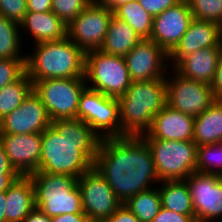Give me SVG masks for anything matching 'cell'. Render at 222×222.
<instances>
[{
  "mask_svg": "<svg viewBox=\"0 0 222 222\" xmlns=\"http://www.w3.org/2000/svg\"><path fill=\"white\" fill-rule=\"evenodd\" d=\"M94 168L123 204L151 189L154 180L159 182L150 148L141 136L102 138Z\"/></svg>",
  "mask_w": 222,
  "mask_h": 222,
  "instance_id": "cell-1",
  "label": "cell"
},
{
  "mask_svg": "<svg viewBox=\"0 0 222 222\" xmlns=\"http://www.w3.org/2000/svg\"><path fill=\"white\" fill-rule=\"evenodd\" d=\"M101 137L81 119H59L41 133L36 172L79 178L94 167Z\"/></svg>",
  "mask_w": 222,
  "mask_h": 222,
  "instance_id": "cell-2",
  "label": "cell"
},
{
  "mask_svg": "<svg viewBox=\"0 0 222 222\" xmlns=\"http://www.w3.org/2000/svg\"><path fill=\"white\" fill-rule=\"evenodd\" d=\"M117 99L121 137L142 136L150 130L154 116L167 105L166 77L131 82Z\"/></svg>",
  "mask_w": 222,
  "mask_h": 222,
  "instance_id": "cell-3",
  "label": "cell"
},
{
  "mask_svg": "<svg viewBox=\"0 0 222 222\" xmlns=\"http://www.w3.org/2000/svg\"><path fill=\"white\" fill-rule=\"evenodd\" d=\"M34 46V54L26 55V73L32 82L84 77L86 53L68 36Z\"/></svg>",
  "mask_w": 222,
  "mask_h": 222,
  "instance_id": "cell-4",
  "label": "cell"
},
{
  "mask_svg": "<svg viewBox=\"0 0 222 222\" xmlns=\"http://www.w3.org/2000/svg\"><path fill=\"white\" fill-rule=\"evenodd\" d=\"M35 189V207L52 217L84 214L78 178L64 174L35 172L29 175Z\"/></svg>",
  "mask_w": 222,
  "mask_h": 222,
  "instance_id": "cell-5",
  "label": "cell"
},
{
  "mask_svg": "<svg viewBox=\"0 0 222 222\" xmlns=\"http://www.w3.org/2000/svg\"><path fill=\"white\" fill-rule=\"evenodd\" d=\"M141 137L150 148L159 183L185 180L196 171L198 145L193 140L154 139L148 133Z\"/></svg>",
  "mask_w": 222,
  "mask_h": 222,
  "instance_id": "cell-6",
  "label": "cell"
},
{
  "mask_svg": "<svg viewBox=\"0 0 222 222\" xmlns=\"http://www.w3.org/2000/svg\"><path fill=\"white\" fill-rule=\"evenodd\" d=\"M84 77L87 84H93L87 87L115 98L124 95L131 85L125 58L100 50L86 53Z\"/></svg>",
  "mask_w": 222,
  "mask_h": 222,
  "instance_id": "cell-7",
  "label": "cell"
},
{
  "mask_svg": "<svg viewBox=\"0 0 222 222\" xmlns=\"http://www.w3.org/2000/svg\"><path fill=\"white\" fill-rule=\"evenodd\" d=\"M86 87L85 77L49 78L33 82V90L46 107L51 121L76 119L80 96Z\"/></svg>",
  "mask_w": 222,
  "mask_h": 222,
  "instance_id": "cell-8",
  "label": "cell"
},
{
  "mask_svg": "<svg viewBox=\"0 0 222 222\" xmlns=\"http://www.w3.org/2000/svg\"><path fill=\"white\" fill-rule=\"evenodd\" d=\"M77 119L84 121L101 138L121 137L119 101L115 97L86 87L80 96Z\"/></svg>",
  "mask_w": 222,
  "mask_h": 222,
  "instance_id": "cell-9",
  "label": "cell"
},
{
  "mask_svg": "<svg viewBox=\"0 0 222 222\" xmlns=\"http://www.w3.org/2000/svg\"><path fill=\"white\" fill-rule=\"evenodd\" d=\"M113 11L93 0L69 24L67 36L85 53L99 50L104 43Z\"/></svg>",
  "mask_w": 222,
  "mask_h": 222,
  "instance_id": "cell-10",
  "label": "cell"
},
{
  "mask_svg": "<svg viewBox=\"0 0 222 222\" xmlns=\"http://www.w3.org/2000/svg\"><path fill=\"white\" fill-rule=\"evenodd\" d=\"M174 73L175 78L166 76L167 105L172 109L196 117L216 102L211 85Z\"/></svg>",
  "mask_w": 222,
  "mask_h": 222,
  "instance_id": "cell-11",
  "label": "cell"
},
{
  "mask_svg": "<svg viewBox=\"0 0 222 222\" xmlns=\"http://www.w3.org/2000/svg\"><path fill=\"white\" fill-rule=\"evenodd\" d=\"M78 188L89 220H106L123 204L94 167L78 178Z\"/></svg>",
  "mask_w": 222,
  "mask_h": 222,
  "instance_id": "cell-12",
  "label": "cell"
},
{
  "mask_svg": "<svg viewBox=\"0 0 222 222\" xmlns=\"http://www.w3.org/2000/svg\"><path fill=\"white\" fill-rule=\"evenodd\" d=\"M195 218L215 220L222 217V179L218 175L193 172L185 179Z\"/></svg>",
  "mask_w": 222,
  "mask_h": 222,
  "instance_id": "cell-13",
  "label": "cell"
},
{
  "mask_svg": "<svg viewBox=\"0 0 222 222\" xmlns=\"http://www.w3.org/2000/svg\"><path fill=\"white\" fill-rule=\"evenodd\" d=\"M51 124L46 107L32 90L21 105L0 120V135L42 133Z\"/></svg>",
  "mask_w": 222,
  "mask_h": 222,
  "instance_id": "cell-14",
  "label": "cell"
},
{
  "mask_svg": "<svg viewBox=\"0 0 222 222\" xmlns=\"http://www.w3.org/2000/svg\"><path fill=\"white\" fill-rule=\"evenodd\" d=\"M124 58L131 82L166 77L169 54L151 39H142Z\"/></svg>",
  "mask_w": 222,
  "mask_h": 222,
  "instance_id": "cell-15",
  "label": "cell"
},
{
  "mask_svg": "<svg viewBox=\"0 0 222 222\" xmlns=\"http://www.w3.org/2000/svg\"><path fill=\"white\" fill-rule=\"evenodd\" d=\"M193 19L187 0L153 17L150 39L170 54L181 41Z\"/></svg>",
  "mask_w": 222,
  "mask_h": 222,
  "instance_id": "cell-16",
  "label": "cell"
},
{
  "mask_svg": "<svg viewBox=\"0 0 222 222\" xmlns=\"http://www.w3.org/2000/svg\"><path fill=\"white\" fill-rule=\"evenodd\" d=\"M11 166L20 176H29L39 168L41 133L0 135Z\"/></svg>",
  "mask_w": 222,
  "mask_h": 222,
  "instance_id": "cell-17",
  "label": "cell"
},
{
  "mask_svg": "<svg viewBox=\"0 0 222 222\" xmlns=\"http://www.w3.org/2000/svg\"><path fill=\"white\" fill-rule=\"evenodd\" d=\"M209 47H222L219 24L193 18L181 41L169 54V59L174 67L185 56Z\"/></svg>",
  "mask_w": 222,
  "mask_h": 222,
  "instance_id": "cell-18",
  "label": "cell"
},
{
  "mask_svg": "<svg viewBox=\"0 0 222 222\" xmlns=\"http://www.w3.org/2000/svg\"><path fill=\"white\" fill-rule=\"evenodd\" d=\"M195 117L166 105L154 116L147 132L154 139L188 141L193 140Z\"/></svg>",
  "mask_w": 222,
  "mask_h": 222,
  "instance_id": "cell-19",
  "label": "cell"
},
{
  "mask_svg": "<svg viewBox=\"0 0 222 222\" xmlns=\"http://www.w3.org/2000/svg\"><path fill=\"white\" fill-rule=\"evenodd\" d=\"M222 47L202 48L182 58L172 69L185 78L211 84Z\"/></svg>",
  "mask_w": 222,
  "mask_h": 222,
  "instance_id": "cell-20",
  "label": "cell"
},
{
  "mask_svg": "<svg viewBox=\"0 0 222 222\" xmlns=\"http://www.w3.org/2000/svg\"><path fill=\"white\" fill-rule=\"evenodd\" d=\"M6 222H23L35 208V189L30 176H19L5 192Z\"/></svg>",
  "mask_w": 222,
  "mask_h": 222,
  "instance_id": "cell-21",
  "label": "cell"
},
{
  "mask_svg": "<svg viewBox=\"0 0 222 222\" xmlns=\"http://www.w3.org/2000/svg\"><path fill=\"white\" fill-rule=\"evenodd\" d=\"M19 27L30 32L35 44L63 39L67 37L68 29V25L52 11L27 12Z\"/></svg>",
  "mask_w": 222,
  "mask_h": 222,
  "instance_id": "cell-22",
  "label": "cell"
},
{
  "mask_svg": "<svg viewBox=\"0 0 222 222\" xmlns=\"http://www.w3.org/2000/svg\"><path fill=\"white\" fill-rule=\"evenodd\" d=\"M141 40L125 21L113 15L108 24L104 43L99 50L125 57Z\"/></svg>",
  "mask_w": 222,
  "mask_h": 222,
  "instance_id": "cell-23",
  "label": "cell"
},
{
  "mask_svg": "<svg viewBox=\"0 0 222 222\" xmlns=\"http://www.w3.org/2000/svg\"><path fill=\"white\" fill-rule=\"evenodd\" d=\"M193 141L198 146L222 142V101L216 100L195 117Z\"/></svg>",
  "mask_w": 222,
  "mask_h": 222,
  "instance_id": "cell-24",
  "label": "cell"
},
{
  "mask_svg": "<svg viewBox=\"0 0 222 222\" xmlns=\"http://www.w3.org/2000/svg\"><path fill=\"white\" fill-rule=\"evenodd\" d=\"M159 188L162 207L195 218L192 199L185 180L161 181Z\"/></svg>",
  "mask_w": 222,
  "mask_h": 222,
  "instance_id": "cell-25",
  "label": "cell"
},
{
  "mask_svg": "<svg viewBox=\"0 0 222 222\" xmlns=\"http://www.w3.org/2000/svg\"><path fill=\"white\" fill-rule=\"evenodd\" d=\"M113 15L125 21L141 39H150L153 17L137 0L119 5L113 10Z\"/></svg>",
  "mask_w": 222,
  "mask_h": 222,
  "instance_id": "cell-26",
  "label": "cell"
},
{
  "mask_svg": "<svg viewBox=\"0 0 222 222\" xmlns=\"http://www.w3.org/2000/svg\"><path fill=\"white\" fill-rule=\"evenodd\" d=\"M124 205L131 210L141 222H152L162 207L159 188L154 187L139 192L129 198Z\"/></svg>",
  "mask_w": 222,
  "mask_h": 222,
  "instance_id": "cell-27",
  "label": "cell"
},
{
  "mask_svg": "<svg viewBox=\"0 0 222 222\" xmlns=\"http://www.w3.org/2000/svg\"><path fill=\"white\" fill-rule=\"evenodd\" d=\"M32 90L33 82L27 73L0 89V120L21 105Z\"/></svg>",
  "mask_w": 222,
  "mask_h": 222,
  "instance_id": "cell-28",
  "label": "cell"
},
{
  "mask_svg": "<svg viewBox=\"0 0 222 222\" xmlns=\"http://www.w3.org/2000/svg\"><path fill=\"white\" fill-rule=\"evenodd\" d=\"M19 28V23L0 15V59H26L19 53L22 46Z\"/></svg>",
  "mask_w": 222,
  "mask_h": 222,
  "instance_id": "cell-29",
  "label": "cell"
},
{
  "mask_svg": "<svg viewBox=\"0 0 222 222\" xmlns=\"http://www.w3.org/2000/svg\"><path fill=\"white\" fill-rule=\"evenodd\" d=\"M196 171L221 176L222 142L198 146Z\"/></svg>",
  "mask_w": 222,
  "mask_h": 222,
  "instance_id": "cell-30",
  "label": "cell"
},
{
  "mask_svg": "<svg viewBox=\"0 0 222 222\" xmlns=\"http://www.w3.org/2000/svg\"><path fill=\"white\" fill-rule=\"evenodd\" d=\"M195 19L215 22L222 21V0H187Z\"/></svg>",
  "mask_w": 222,
  "mask_h": 222,
  "instance_id": "cell-31",
  "label": "cell"
},
{
  "mask_svg": "<svg viewBox=\"0 0 222 222\" xmlns=\"http://www.w3.org/2000/svg\"><path fill=\"white\" fill-rule=\"evenodd\" d=\"M93 0H53L51 11L67 25Z\"/></svg>",
  "mask_w": 222,
  "mask_h": 222,
  "instance_id": "cell-32",
  "label": "cell"
},
{
  "mask_svg": "<svg viewBox=\"0 0 222 222\" xmlns=\"http://www.w3.org/2000/svg\"><path fill=\"white\" fill-rule=\"evenodd\" d=\"M26 73V59H0V89Z\"/></svg>",
  "mask_w": 222,
  "mask_h": 222,
  "instance_id": "cell-33",
  "label": "cell"
},
{
  "mask_svg": "<svg viewBox=\"0 0 222 222\" xmlns=\"http://www.w3.org/2000/svg\"><path fill=\"white\" fill-rule=\"evenodd\" d=\"M27 13V0H0V15L20 23Z\"/></svg>",
  "mask_w": 222,
  "mask_h": 222,
  "instance_id": "cell-34",
  "label": "cell"
},
{
  "mask_svg": "<svg viewBox=\"0 0 222 222\" xmlns=\"http://www.w3.org/2000/svg\"><path fill=\"white\" fill-rule=\"evenodd\" d=\"M152 17L176 5L181 0H137Z\"/></svg>",
  "mask_w": 222,
  "mask_h": 222,
  "instance_id": "cell-35",
  "label": "cell"
},
{
  "mask_svg": "<svg viewBox=\"0 0 222 222\" xmlns=\"http://www.w3.org/2000/svg\"><path fill=\"white\" fill-rule=\"evenodd\" d=\"M193 219L189 215L179 214L177 212L161 207L158 214L152 222H192Z\"/></svg>",
  "mask_w": 222,
  "mask_h": 222,
  "instance_id": "cell-36",
  "label": "cell"
},
{
  "mask_svg": "<svg viewBox=\"0 0 222 222\" xmlns=\"http://www.w3.org/2000/svg\"><path fill=\"white\" fill-rule=\"evenodd\" d=\"M106 222H141L124 204Z\"/></svg>",
  "mask_w": 222,
  "mask_h": 222,
  "instance_id": "cell-37",
  "label": "cell"
},
{
  "mask_svg": "<svg viewBox=\"0 0 222 222\" xmlns=\"http://www.w3.org/2000/svg\"><path fill=\"white\" fill-rule=\"evenodd\" d=\"M217 101H222V49L218 57L215 77L210 84Z\"/></svg>",
  "mask_w": 222,
  "mask_h": 222,
  "instance_id": "cell-38",
  "label": "cell"
},
{
  "mask_svg": "<svg viewBox=\"0 0 222 222\" xmlns=\"http://www.w3.org/2000/svg\"><path fill=\"white\" fill-rule=\"evenodd\" d=\"M53 0H27V12L51 11Z\"/></svg>",
  "mask_w": 222,
  "mask_h": 222,
  "instance_id": "cell-39",
  "label": "cell"
},
{
  "mask_svg": "<svg viewBox=\"0 0 222 222\" xmlns=\"http://www.w3.org/2000/svg\"><path fill=\"white\" fill-rule=\"evenodd\" d=\"M0 174H18L11 166L4 146L0 140Z\"/></svg>",
  "mask_w": 222,
  "mask_h": 222,
  "instance_id": "cell-40",
  "label": "cell"
},
{
  "mask_svg": "<svg viewBox=\"0 0 222 222\" xmlns=\"http://www.w3.org/2000/svg\"><path fill=\"white\" fill-rule=\"evenodd\" d=\"M85 214H63L51 218V222H88Z\"/></svg>",
  "mask_w": 222,
  "mask_h": 222,
  "instance_id": "cell-41",
  "label": "cell"
},
{
  "mask_svg": "<svg viewBox=\"0 0 222 222\" xmlns=\"http://www.w3.org/2000/svg\"><path fill=\"white\" fill-rule=\"evenodd\" d=\"M23 222H51V217L35 207Z\"/></svg>",
  "mask_w": 222,
  "mask_h": 222,
  "instance_id": "cell-42",
  "label": "cell"
},
{
  "mask_svg": "<svg viewBox=\"0 0 222 222\" xmlns=\"http://www.w3.org/2000/svg\"><path fill=\"white\" fill-rule=\"evenodd\" d=\"M19 176V174H0V192H6Z\"/></svg>",
  "mask_w": 222,
  "mask_h": 222,
  "instance_id": "cell-43",
  "label": "cell"
},
{
  "mask_svg": "<svg viewBox=\"0 0 222 222\" xmlns=\"http://www.w3.org/2000/svg\"><path fill=\"white\" fill-rule=\"evenodd\" d=\"M97 3L109 7L112 11L119 5L135 0H95Z\"/></svg>",
  "mask_w": 222,
  "mask_h": 222,
  "instance_id": "cell-44",
  "label": "cell"
},
{
  "mask_svg": "<svg viewBox=\"0 0 222 222\" xmlns=\"http://www.w3.org/2000/svg\"><path fill=\"white\" fill-rule=\"evenodd\" d=\"M5 204H6V194L5 192H0V222H6L5 217Z\"/></svg>",
  "mask_w": 222,
  "mask_h": 222,
  "instance_id": "cell-45",
  "label": "cell"
},
{
  "mask_svg": "<svg viewBox=\"0 0 222 222\" xmlns=\"http://www.w3.org/2000/svg\"><path fill=\"white\" fill-rule=\"evenodd\" d=\"M219 39L222 44V21L219 23Z\"/></svg>",
  "mask_w": 222,
  "mask_h": 222,
  "instance_id": "cell-46",
  "label": "cell"
},
{
  "mask_svg": "<svg viewBox=\"0 0 222 222\" xmlns=\"http://www.w3.org/2000/svg\"><path fill=\"white\" fill-rule=\"evenodd\" d=\"M192 222H211L210 220L194 218Z\"/></svg>",
  "mask_w": 222,
  "mask_h": 222,
  "instance_id": "cell-47",
  "label": "cell"
},
{
  "mask_svg": "<svg viewBox=\"0 0 222 222\" xmlns=\"http://www.w3.org/2000/svg\"><path fill=\"white\" fill-rule=\"evenodd\" d=\"M88 222H106L105 220H88Z\"/></svg>",
  "mask_w": 222,
  "mask_h": 222,
  "instance_id": "cell-48",
  "label": "cell"
}]
</instances>
